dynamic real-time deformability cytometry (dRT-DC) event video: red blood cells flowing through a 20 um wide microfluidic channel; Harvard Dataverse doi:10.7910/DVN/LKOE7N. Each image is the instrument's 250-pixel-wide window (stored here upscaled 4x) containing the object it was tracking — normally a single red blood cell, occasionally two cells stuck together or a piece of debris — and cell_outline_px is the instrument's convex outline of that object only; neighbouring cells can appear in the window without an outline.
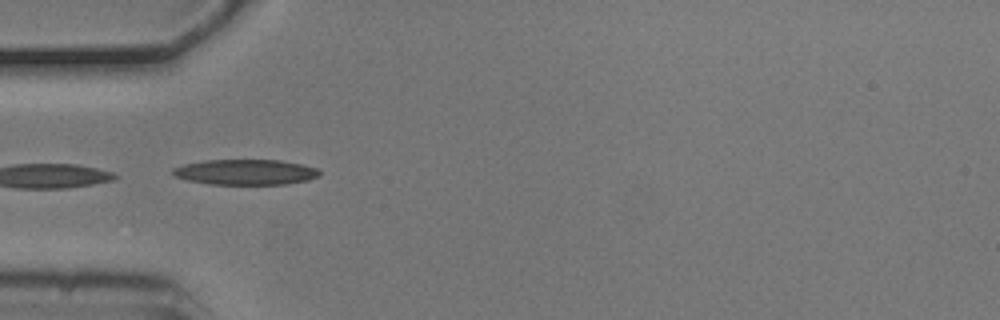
{"species": "common noctule bat (a hibernating species)", "species_latin": "Nyctalus noctula", "temperature_condition": "cold", "stored_images_in_passage": 5, "camera_frame_rate_fps": 3000, "um_per_image_px": 0.085, "animal": {"sex": "male", "body_mass_g": 20.5, "forearm_length_mm": 52.5}, "frame": {"image": 1, "passage_image": 4, "time_ms": 1.0, "image_size_px": [1000, 320], "cell_outline_px": [[320, 176], [308, 180], [284, 184], [212, 184], [188, 180], [176, 176], [172, 172], [172, 168], [184, 164], [204, 160], [280, 160], [300, 164], [316, 168], [320, 172]], "centroid_in_image_um": [20.87, 14.62], "position_along_channel_um": 64.1, "area_um2": 21.56}}
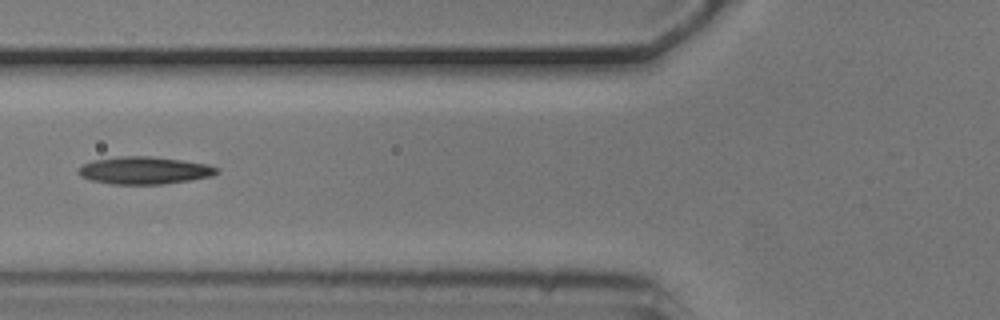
{"frame": {"image": 2, "passage_image": 5, "time_ms": 1.333, "image_size_px": [1000, 320], "cell_outline_px": [[220, 172], [212, 176], [164, 184], [112, 184], [92, 180], [80, 176], [76, 172], [84, 164], [92, 160], [120, 156], [148, 156], [180, 160], [208, 164], [220, 168]], "centroid_in_image_um": [12.28, 14.48], "position_along_channel_um": 113.5, "area_um2": 22.08}}